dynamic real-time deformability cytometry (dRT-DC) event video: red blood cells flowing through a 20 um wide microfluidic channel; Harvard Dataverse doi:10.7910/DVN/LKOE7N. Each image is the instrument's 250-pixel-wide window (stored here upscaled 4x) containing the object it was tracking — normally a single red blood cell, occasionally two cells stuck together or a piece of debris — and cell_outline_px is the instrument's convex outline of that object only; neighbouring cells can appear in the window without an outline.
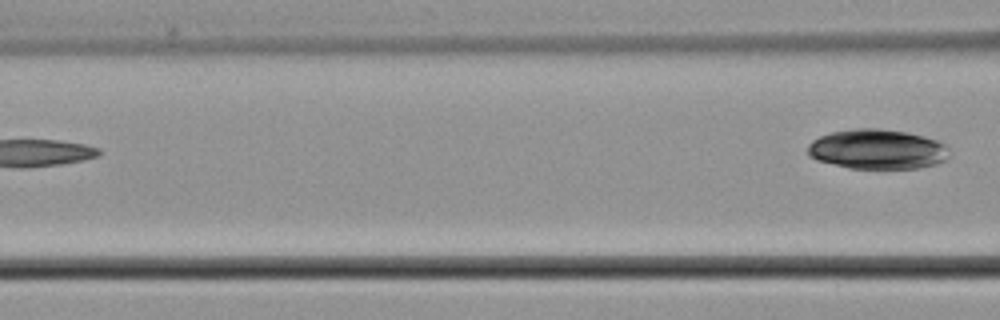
{"species": "common noctule bat (a hibernating species)", "species_latin": "Nyctalus noctula", "temperature_condition": "cold", "stored_images_in_passage": 5, "segment_of_instrument_passage": [2, 2], "camera_frame_rate_fps": 3000, "um_per_image_px": 0.085, "animal": {"sex": "male", "body_mass_g": 21.5, "forearm_length_mm": 52.0}, "frame": {"image": 1, "passage_image": 5, "time_ms": 5.0, "image_size_px": [1000, 320], "cell_outline_px": [[948, 156], [944, 160], [936, 164], [920, 168], [848, 168], [816, 160], [808, 156], [808, 144], [812, 140], [820, 136], [832, 132], [852, 128], [880, 128], [908, 132], [924, 136], [936, 140], [944, 144], [948, 148]], "centroid_in_image_um": [74.55, 12.68], "position_along_channel_um": 92.1, "area_um2": 33.0}}